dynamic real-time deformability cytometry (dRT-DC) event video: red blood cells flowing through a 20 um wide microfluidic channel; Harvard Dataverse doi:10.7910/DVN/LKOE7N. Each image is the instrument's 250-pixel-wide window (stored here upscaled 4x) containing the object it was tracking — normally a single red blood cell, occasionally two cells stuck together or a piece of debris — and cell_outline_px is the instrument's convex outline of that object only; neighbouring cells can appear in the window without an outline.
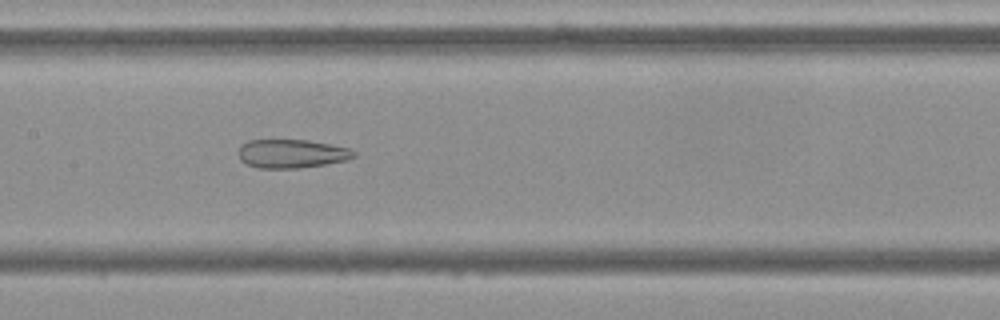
{"species": "Egyptian fruit bat (a non-hibernating species)", "species_latin": "Rousettus aegyptiacus", "temperature_condition": "cold", "stored_images_in_passage": 54, "camera_frame_rate_fps": 3000, "um_per_image_px": 0.085, "frame": {"image": 1, "passage_image": 26, "time_ms": 8.333, "image_size_px": [1000, 320], "cell_outline_px": [[356, 156], [348, 160], [328, 164], [300, 168], [260, 168], [248, 164], [240, 160], [236, 152], [240, 144], [248, 140], [308, 140], [348, 148], [356, 152]], "centroid_in_image_um": [24.76, 13.06], "position_along_channel_um": 182.6, "area_um2": 19.48}}
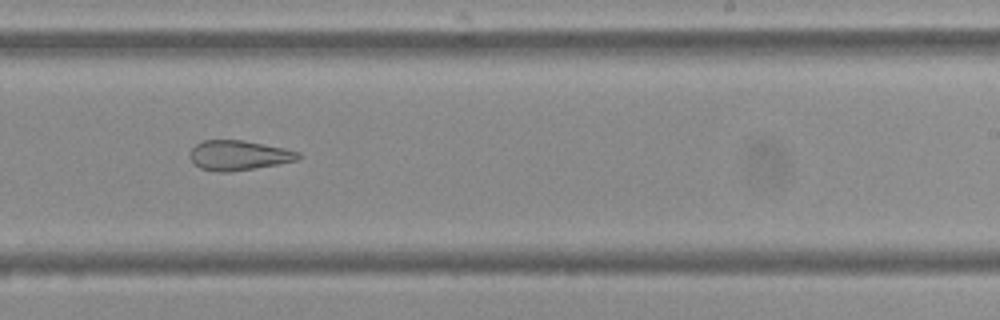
{"frame": {"image": 2, "passage_image": 33, "time_ms": 10.667, "image_size_px": [1000, 320], "cell_outline_px": [[300, 156], [296, 160], [256, 168], [228, 172], [216, 172], [200, 168], [188, 156], [192, 148], [196, 144], [204, 140], [244, 140], [284, 148], [300, 152]], "centroid_in_image_um": [20.26, 13.2], "position_along_channel_um": 268.7, "area_um2": 18.73}}
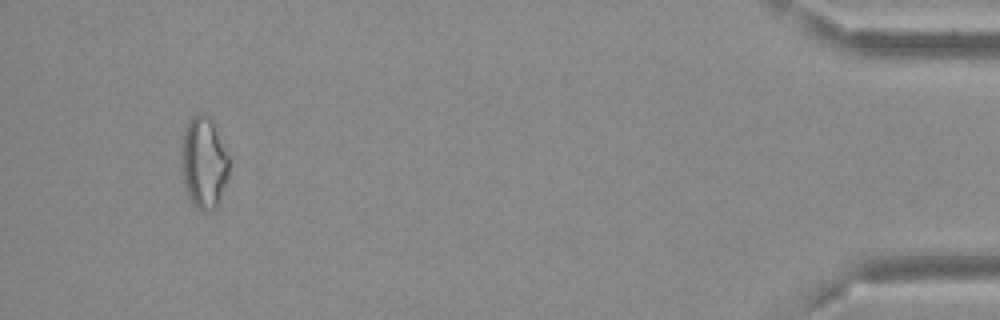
{"frame": {"image": 3, "passage_image": 51, "time_ms": 16.667, "image_size_px": [1000, 320], "cell_outline_px": [[228, 180], [216, 208], [204, 212], [200, 212], [192, 204], [188, 196], [184, 184], [180, 164], [180, 144], [188, 120], [196, 112], [204, 112], [212, 116], [228, 156]], "centroid_in_image_um": [17.3, 13.79], "position_along_channel_um": 417.9, "area_um2": 26.36}, "authors_computed_cell_mechanics": {"area_um2": 24.1315, "velocity_mm_per_s": 3.7016, "shape_relaxation_time_tau1_ms": null, "shape_relaxation_time_tau2_ms": 3.1142, "deformation_change_tau1": null, "deformation_change_tau2": 0.1167}}